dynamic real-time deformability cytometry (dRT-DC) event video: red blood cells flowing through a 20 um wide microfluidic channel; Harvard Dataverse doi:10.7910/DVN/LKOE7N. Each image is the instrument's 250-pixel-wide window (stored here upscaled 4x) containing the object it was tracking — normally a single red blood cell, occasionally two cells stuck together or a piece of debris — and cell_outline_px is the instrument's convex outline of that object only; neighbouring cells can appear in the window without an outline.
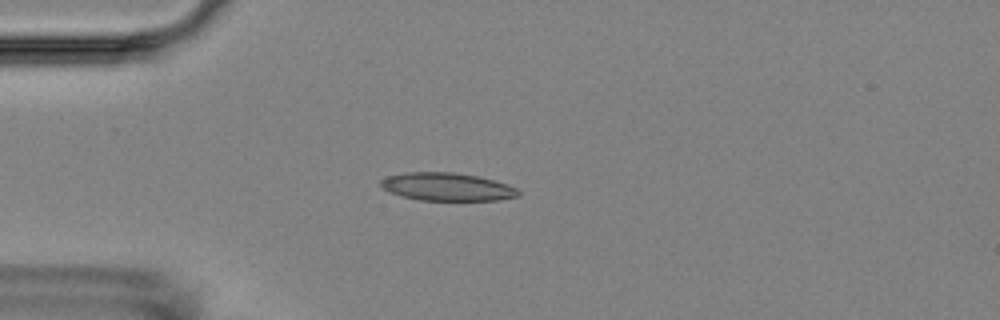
{"species": "Egyptian fruit bat (a non-hibernating species)", "species_latin": "Rousettus aegyptiacus", "temperature_condition": "room temperature", "stored_images_in_passage": 4, "camera_frame_rate_fps": 3000, "um_per_image_px": 0.085, "animal": {"sex": "female"}, "frame": {"image": 1, "passage_image": 4, "time_ms": 3.667, "image_size_px": [1000, 320], "cell_outline_px": [[520, 196], [496, 200], [420, 200], [400, 196], [388, 192], [380, 184], [380, 180], [388, 176], [408, 172], [452, 172], [476, 176], [508, 184], [516, 188], [520, 192]], "centroid_in_image_um": [37.99, 15.88], "position_along_channel_um": 47.0, "area_um2": 22.31}}